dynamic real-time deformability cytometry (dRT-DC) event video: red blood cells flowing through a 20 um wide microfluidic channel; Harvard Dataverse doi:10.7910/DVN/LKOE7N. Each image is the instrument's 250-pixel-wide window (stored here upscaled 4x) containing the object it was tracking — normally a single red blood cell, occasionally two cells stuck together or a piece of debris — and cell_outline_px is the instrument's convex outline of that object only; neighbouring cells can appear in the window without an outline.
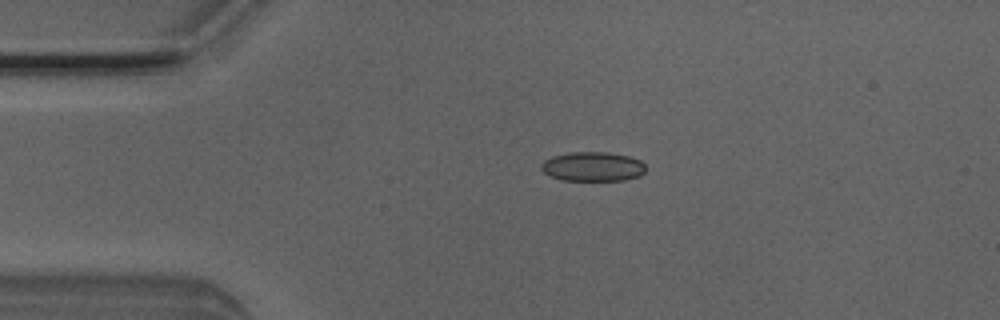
{"species": "Egyptian fruit bat (a non-hibernating species)", "species_latin": "Rousettus aegyptiacus", "temperature_condition": "room temperature", "stored_images_in_passage": 4, "camera_frame_rate_fps": 3000, "um_per_image_px": 0.085, "animal": {"sex": "male"}, "frame": {"image": 1, "passage_image": 2, "time_ms": 0.333, "image_size_px": [1000, 320], "cell_outline_px": [[644, 172], [640, 176], [624, 180], [564, 180], [552, 176], [544, 172], [540, 168], [540, 164], [544, 160], [552, 156], [572, 152], [608, 152], [628, 156], [640, 160], [644, 164]], "centroid_in_image_um": [50.38, 14.15], "position_along_channel_um": 34.6, "area_um2": 17.8}}